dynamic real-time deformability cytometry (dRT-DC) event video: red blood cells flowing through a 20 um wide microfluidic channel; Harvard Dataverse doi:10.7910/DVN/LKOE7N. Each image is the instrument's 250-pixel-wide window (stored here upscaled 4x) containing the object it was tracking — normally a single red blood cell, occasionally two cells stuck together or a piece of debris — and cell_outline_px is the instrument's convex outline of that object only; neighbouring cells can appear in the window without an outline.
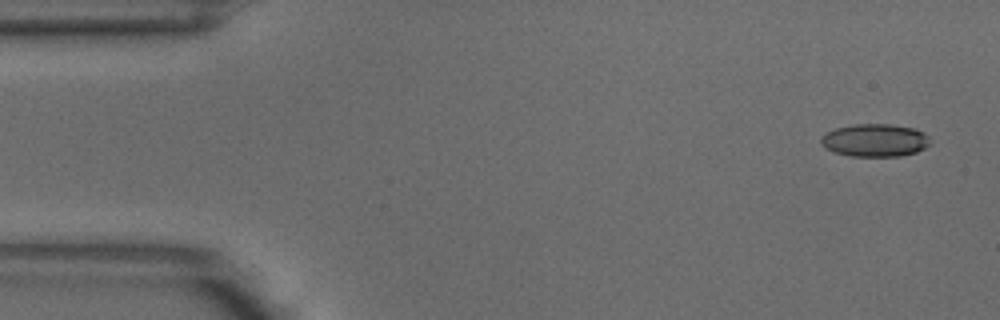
{"species": "common noctule bat (a hibernating species)", "species_latin": "Nyctalus noctula", "temperature_condition": "warm", "stored_images_in_passage": 5, "camera_frame_rate_fps": 3000, "um_per_image_px": 0.085, "animal": {"sex": "male", "body_mass_g": 18.8}, "frame": {"image": 1, "passage_image": 1, "time_ms": 0.0, "image_size_px": [1000, 320], "cell_outline_px": [[928, 144], [924, 148], [916, 152], [900, 156], [848, 156], [824, 148], [820, 144], [820, 136], [836, 128], [856, 124], [888, 124], [916, 128], [924, 132], [928, 136]], "centroid_in_image_um": [74.34, 11.92], "position_along_channel_um": 10.7, "area_um2": 20.87}}
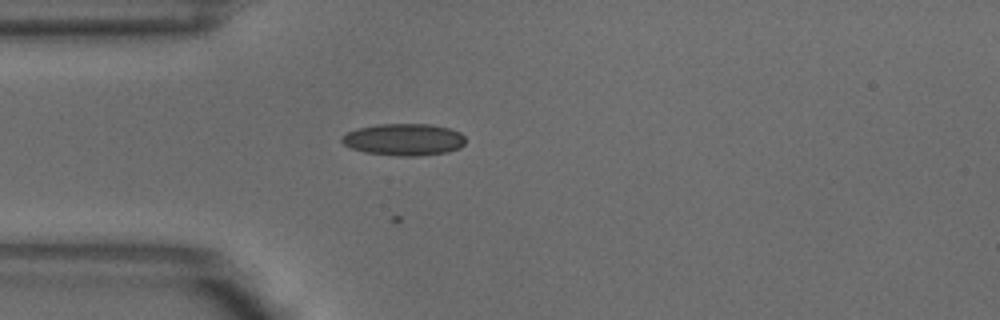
{"frame": {"image": 2, "passage_image": 4, "time_ms": 1.0, "image_size_px": [1000, 320], "cell_outline_px": [[464, 144], [460, 148], [448, 152], [420, 156], [396, 156], [364, 152], [352, 148], [344, 144], [340, 140], [340, 136], [356, 128], [380, 124], [428, 124], [448, 128], [460, 132], [464, 136]], "centroid_in_image_um": [34.32, 11.87], "position_along_channel_um": 50.7, "area_um2": 23.12}}